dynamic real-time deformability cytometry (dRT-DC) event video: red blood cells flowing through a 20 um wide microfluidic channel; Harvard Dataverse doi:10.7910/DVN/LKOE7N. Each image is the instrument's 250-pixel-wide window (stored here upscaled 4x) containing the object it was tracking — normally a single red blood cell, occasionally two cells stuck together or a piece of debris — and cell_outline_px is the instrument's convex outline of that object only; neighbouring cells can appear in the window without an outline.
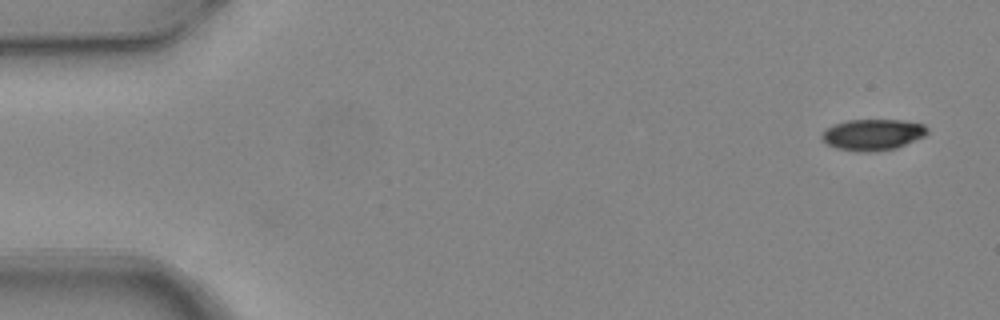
{"species": "common noctule bat (a hibernating species)", "species_latin": "Nyctalus noctula", "temperature_condition": "warm", "stored_images_in_passage": 7, "camera_frame_rate_fps": 3000, "um_per_image_px": 0.085, "animal": {"sex": "female", "body_mass_g": 24.6, "forearm_length_mm": 56.2}, "frame": {"image": 1, "passage_image": 1, "time_ms": 0.0, "image_size_px": [1000, 320], "cell_outline_px": [[928, 132], [924, 136], [896, 148], [872, 152], [860, 152], [836, 148], [828, 144], [820, 136], [828, 128], [836, 124], [848, 120], [904, 120], [924, 124], [928, 128]], "centroid_in_image_um": [74.22, 11.44], "position_along_channel_um": 10.8, "area_um2": 19.02}}
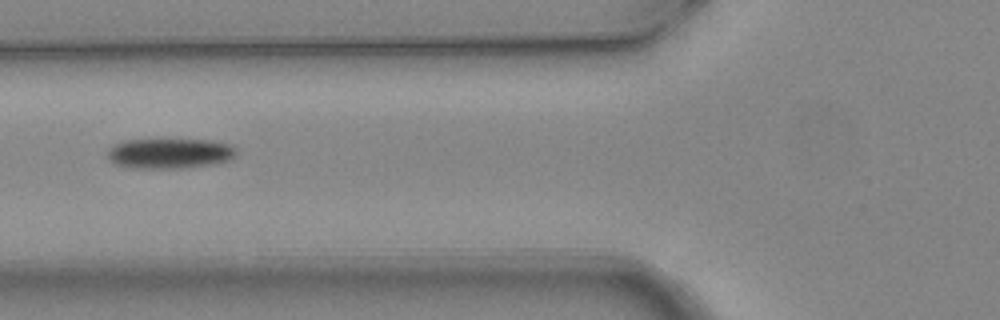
{"frame": {"image": 2, "passage_image": 6, "time_ms": 1.667, "image_size_px": [1000, 320], "cell_outline_px": [[236, 156], [220, 164], [180, 168], [132, 168], [112, 164], [108, 160], [108, 148], [112, 144], [124, 140], [208, 140], [228, 144], [236, 148]], "centroid_in_image_um": [14.39, 13.05], "position_along_channel_um": 111.4, "area_um2": 22.95}}
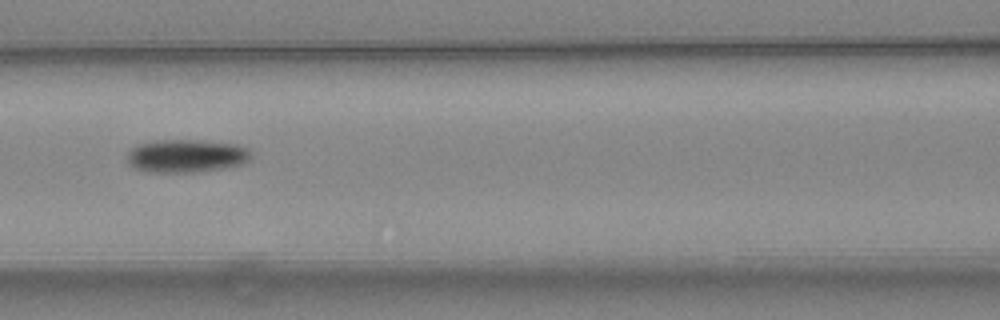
{"frame": {"image": 3, "passage_image": 7, "time_ms": 2.0, "image_size_px": [1000, 320], "cell_outline_px": [[252, 156], [244, 164], [224, 168], [192, 172], [148, 172], [132, 168], [128, 164], [128, 152], [132, 148], [140, 144], [160, 140], [196, 140], [236, 144], [248, 148], [252, 152]], "centroid_in_image_um": [15.86, 13.26], "position_along_channel_um": 150.7, "area_um2": 23.93}}